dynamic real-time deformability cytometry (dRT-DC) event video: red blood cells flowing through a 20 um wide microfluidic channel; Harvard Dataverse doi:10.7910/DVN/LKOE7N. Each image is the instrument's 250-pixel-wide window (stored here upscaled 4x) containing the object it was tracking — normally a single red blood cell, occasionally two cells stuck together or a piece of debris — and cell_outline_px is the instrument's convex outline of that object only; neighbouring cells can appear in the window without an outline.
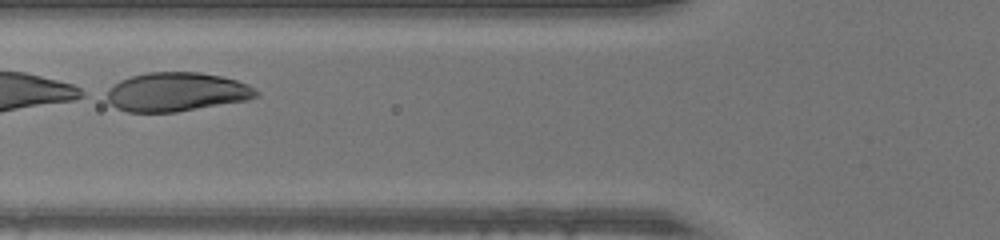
{"species": "human", "species_latin": "Homo sapiens", "temperature_condition": "warm", "stored_images_in_passage": 29, "camera_frame_rate_fps": 3000, "um_per_image_px": 0.085, "donor": {"sex": "male"}, "frame": {"image": 1, "passage_image": 6, "time_ms": 1.667, "image_size_px": [1000, 240], "cell_outline_px": [[260, 96], [248, 100], [176, 112], [128, 112], [116, 108], [100, 96], [108, 88], [120, 80], [132, 76], [148, 72], [200, 72], [220, 76], [236, 80], [248, 84], [260, 92]], "centroid_in_image_um": [14.96, 7.82], "position_along_channel_um": 110.8, "area_um2": 34.39}}
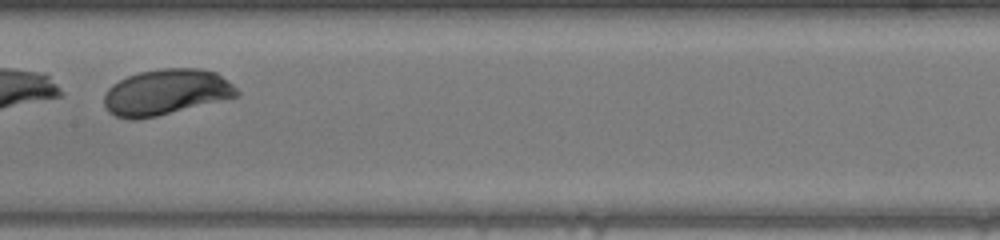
{"frame": {"image": 2, "passage_image": 12, "time_ms": 3.667, "image_size_px": [1000, 240], "cell_outline_px": [[240, 96], [156, 116], [136, 120], [132, 120], [116, 116], [108, 112], [104, 104], [104, 92], [112, 84], [128, 76], [140, 72], [164, 68], [200, 68], [216, 72], [232, 84], [240, 92]], "centroid_in_image_um": [14.11, 7.83], "position_along_channel_um": 193.3, "area_um2": 35.43}}
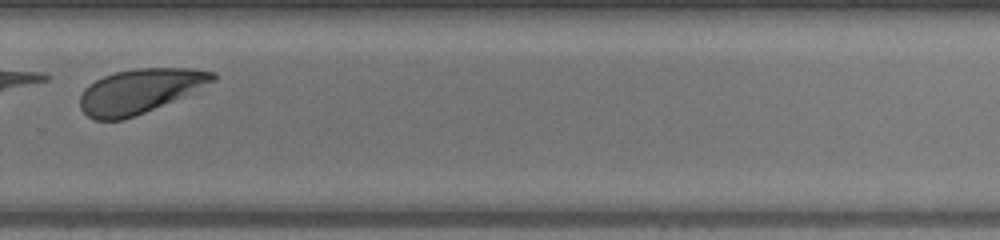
{"frame": {"image": 3, "passage_image": 21, "time_ms": 6.667, "image_size_px": [1000, 240], "cell_outline_px": [[216, 80], [172, 100], [144, 112], [124, 120], [96, 120], [88, 116], [80, 108], [80, 96], [84, 88], [88, 84], [104, 76], [116, 72], [136, 68], [188, 68], [216, 72]], "centroid_in_image_um": [11.83, 7.73], "position_along_channel_um": 318.0, "area_um2": 33.76}}